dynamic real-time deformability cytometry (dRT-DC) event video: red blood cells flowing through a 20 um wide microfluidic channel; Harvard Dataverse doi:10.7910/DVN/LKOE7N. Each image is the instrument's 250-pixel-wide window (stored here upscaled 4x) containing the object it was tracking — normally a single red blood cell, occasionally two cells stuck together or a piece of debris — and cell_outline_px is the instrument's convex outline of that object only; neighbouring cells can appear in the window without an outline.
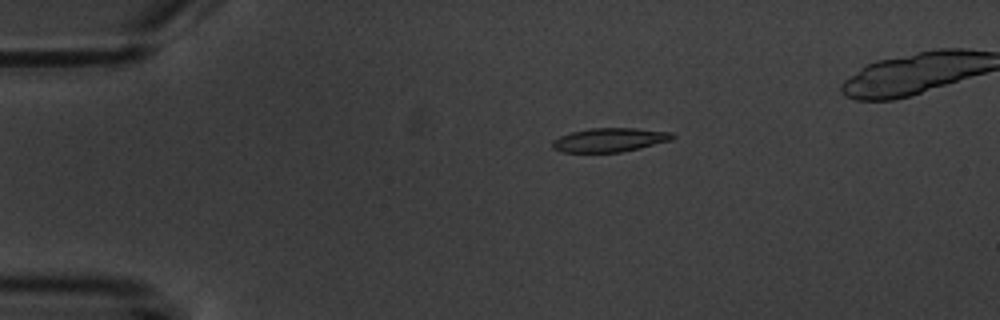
{"species": "common noctule bat (a hibernating species)", "species_latin": "Nyctalus noctula", "temperature_condition": "warm", "stored_images_in_passage": 5, "camera_frame_rate_fps": 3000, "um_per_image_px": 0.085, "animal": {"sex": "male", "body_mass_g": 20.1, "forearm_length_mm": 53.5}, "frame": {"image": 1, "passage_image": 3, "time_ms": 2.0, "image_size_px": [1000, 320], "cell_outline_px": [[676, 136], [672, 140], [620, 152], [560, 152], [552, 148], [552, 140], [560, 136], [572, 132], [588, 128], [636, 128], [672, 132]], "centroid_in_image_um": [51.8, 11.88], "position_along_channel_um": 33.2, "area_um2": 16.7}}